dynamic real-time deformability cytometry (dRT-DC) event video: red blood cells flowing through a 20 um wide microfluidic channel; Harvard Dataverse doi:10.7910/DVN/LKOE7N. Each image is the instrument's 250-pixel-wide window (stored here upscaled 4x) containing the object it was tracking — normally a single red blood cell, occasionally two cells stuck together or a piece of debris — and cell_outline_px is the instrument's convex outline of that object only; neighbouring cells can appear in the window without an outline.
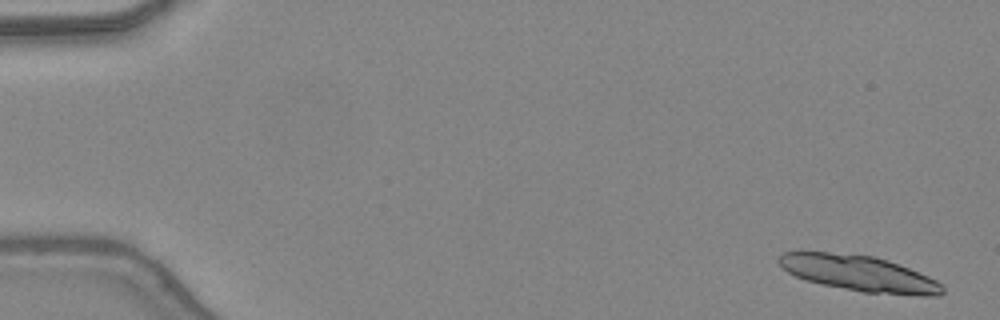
{"species": "common noctule bat (a hibernating species)", "species_latin": "Nyctalus noctula", "temperature_condition": "warm", "stored_images_in_passage": 26, "camera_frame_rate_fps": 3000, "um_per_image_px": 0.085, "animal": {"sex": "female", "body_mass_g": 24.6, "forearm_length_mm": 56.2}, "frame": {"image": 1, "passage_image": 2, "time_ms": 0.333, "image_size_px": [1000, 320], "cell_outline_px": [[944, 292], [940, 296], [920, 296], [864, 292], [824, 284], [808, 280], [796, 276], [788, 272], [776, 260], [784, 252], [828, 252], [876, 256], [888, 260], [928, 276], [936, 280], [944, 288]], "centroid_in_image_um": [73.07, 23.24], "position_along_channel_um": 11.9, "area_um2": 33.76}}
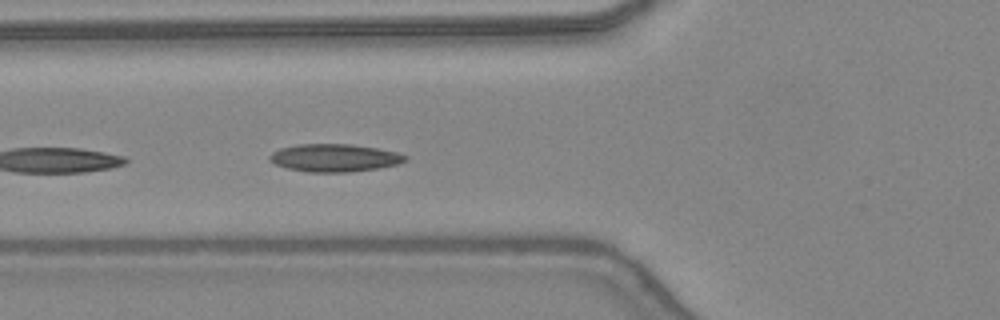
{"frame": {"image": 2, "passage_image": 19, "time_ms": 6.0, "image_size_px": [1000, 320], "cell_outline_px": [[408, 160], [400, 164], [380, 168], [348, 172], [308, 172], [288, 168], [276, 164], [268, 160], [268, 156], [272, 152], [280, 148], [296, 144], [352, 144], [376, 148], [396, 152], [408, 156]], "centroid_in_image_um": [28.45, 13.41], "position_along_channel_um": 97.4, "area_um2": 22.08}}
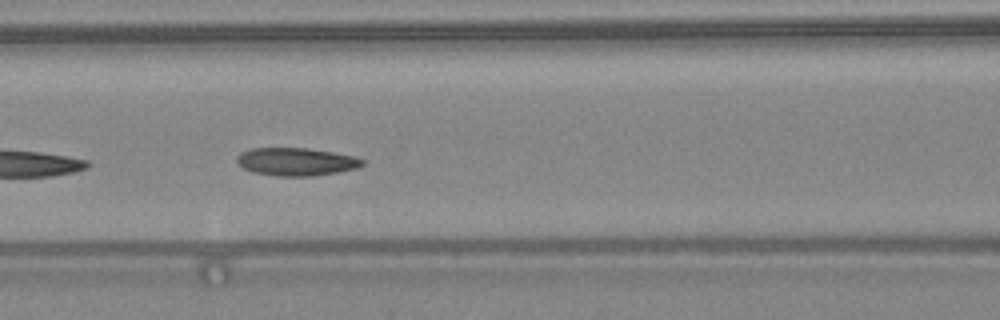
{"frame": {"image": 3, "passage_image": 22, "time_ms": 7.0, "image_size_px": [1000, 320], "cell_outline_px": [[364, 164], [356, 168], [336, 172], [312, 176], [276, 176], [252, 172], [244, 168], [236, 160], [236, 156], [240, 152], [252, 148], [308, 148], [356, 156], [364, 160]], "centroid_in_image_um": [25.16, 13.74], "position_along_channel_um": 141.4, "area_um2": 20.4}}